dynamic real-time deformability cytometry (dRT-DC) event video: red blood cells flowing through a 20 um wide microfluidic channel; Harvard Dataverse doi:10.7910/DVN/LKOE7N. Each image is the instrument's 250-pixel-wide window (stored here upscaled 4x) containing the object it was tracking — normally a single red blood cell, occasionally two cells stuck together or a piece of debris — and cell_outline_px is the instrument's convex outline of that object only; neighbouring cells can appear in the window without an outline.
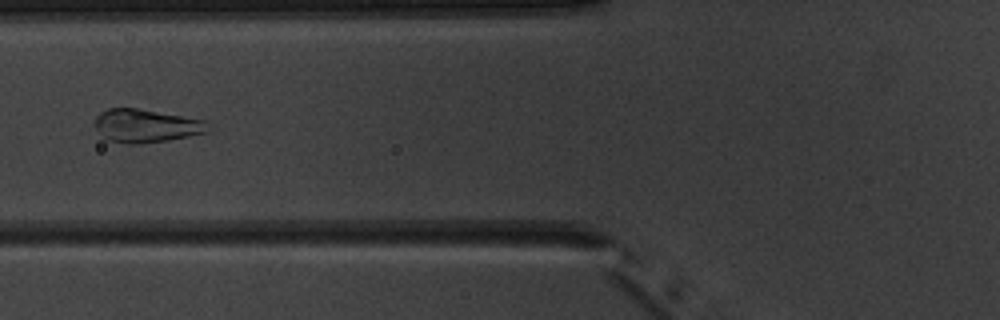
{"species": "common noctule bat (a hibernating species)", "species_latin": "Nyctalus noctula", "temperature_condition": "warm", "stored_images_in_passage": 7, "camera_frame_rate_fps": 3000, "um_per_image_px": 0.085, "animal": {"sex": "male", "body_mass_g": 20.1, "forearm_length_mm": 53.5}, "frame": {"image": 1, "passage_image": 7, "time_ms": 7.0, "image_size_px": [1000, 320], "cell_outline_px": [[208, 132], [168, 140], [140, 144], [128, 144], [104, 140], [96, 132], [96, 116], [100, 112], [108, 108], [136, 108], [204, 120]], "centroid_in_image_um": [12.32, 10.71], "position_along_channel_um": 113.5, "area_um2": 21.85}}